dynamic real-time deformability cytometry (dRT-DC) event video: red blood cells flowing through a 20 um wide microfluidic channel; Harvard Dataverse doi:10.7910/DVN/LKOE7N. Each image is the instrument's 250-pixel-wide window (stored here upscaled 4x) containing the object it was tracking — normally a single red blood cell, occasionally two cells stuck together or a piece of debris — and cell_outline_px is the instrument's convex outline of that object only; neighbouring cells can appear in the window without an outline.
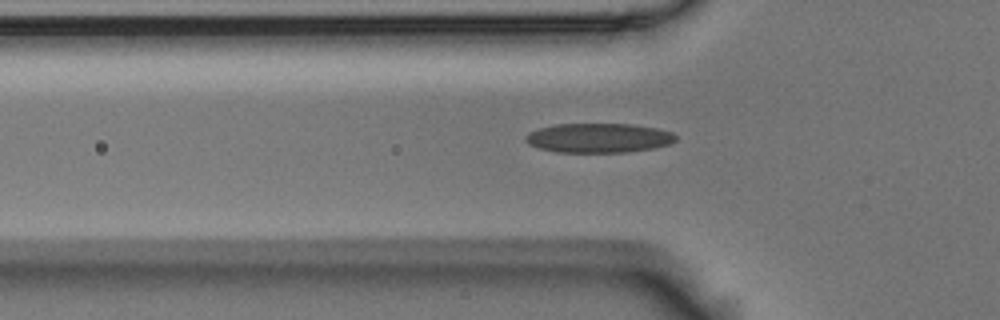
{"species": "Egyptian fruit bat (a non-hibernating species)", "species_latin": "Rousettus aegyptiacus", "temperature_condition": "room temperature", "stored_images_in_passage": 38, "camera_frame_rate_fps": 3000, "um_per_image_px": 0.085, "animal": {"sex": "male"}, "frame": {"image": 1, "passage_image": 7, "time_ms": 2.0, "image_size_px": [1000, 320], "cell_outline_px": [[676, 140], [668, 144], [652, 148], [628, 152], [556, 152], [540, 148], [528, 144], [524, 140], [524, 136], [540, 128], [556, 124], [632, 124], [656, 128], [672, 132], [676, 136]], "centroid_in_image_um": [50.88, 11.72], "position_along_channel_um": 74.9, "area_um2": 25.61}}
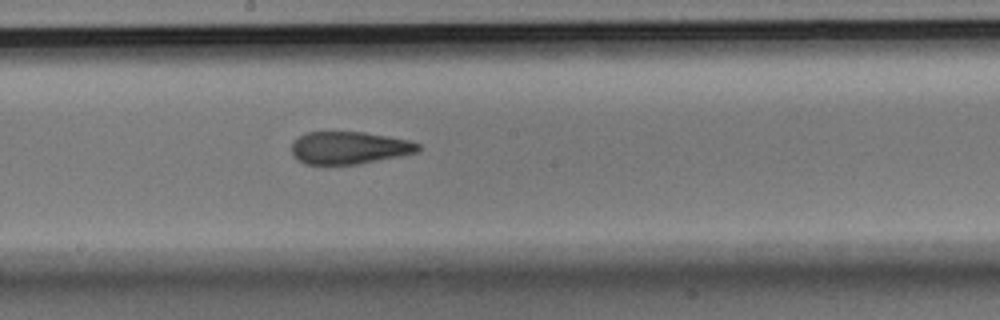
{"frame": {"image": 2, "passage_image": 19, "time_ms": 6.0, "image_size_px": [1000, 320], "cell_outline_px": [[420, 148], [416, 152], [400, 156], [356, 164], [304, 164], [296, 160], [292, 156], [292, 144], [300, 136], [308, 132], [364, 132], [412, 140], [420, 144]], "centroid_in_image_um": [29.69, 12.56], "position_along_channel_um": 218.5, "area_um2": 23.93}}
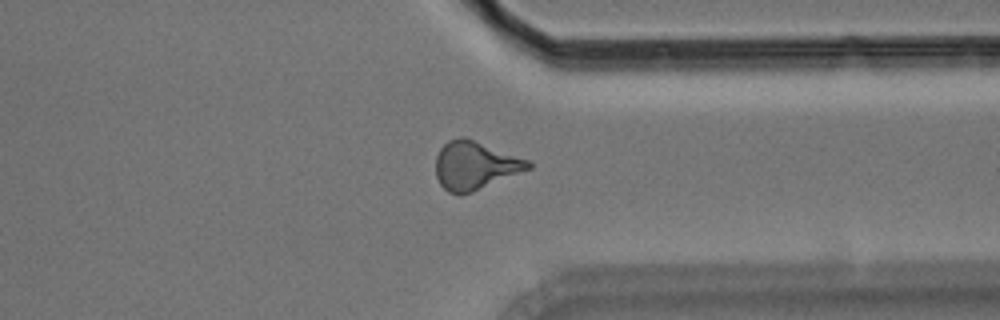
{"frame": {"image": 3, "passage_image": 32, "time_ms": 10.333, "image_size_px": [1000, 320], "cell_outline_px": [[532, 168], [472, 192], [460, 196], [448, 192], [440, 184], [436, 176], [436, 156], [440, 148], [448, 140], [460, 136], [464, 136], [528, 160], [532, 164]], "centroid_in_image_um": [40.35, 14.07], "position_along_channel_um": 371.1, "area_um2": 26.01}}